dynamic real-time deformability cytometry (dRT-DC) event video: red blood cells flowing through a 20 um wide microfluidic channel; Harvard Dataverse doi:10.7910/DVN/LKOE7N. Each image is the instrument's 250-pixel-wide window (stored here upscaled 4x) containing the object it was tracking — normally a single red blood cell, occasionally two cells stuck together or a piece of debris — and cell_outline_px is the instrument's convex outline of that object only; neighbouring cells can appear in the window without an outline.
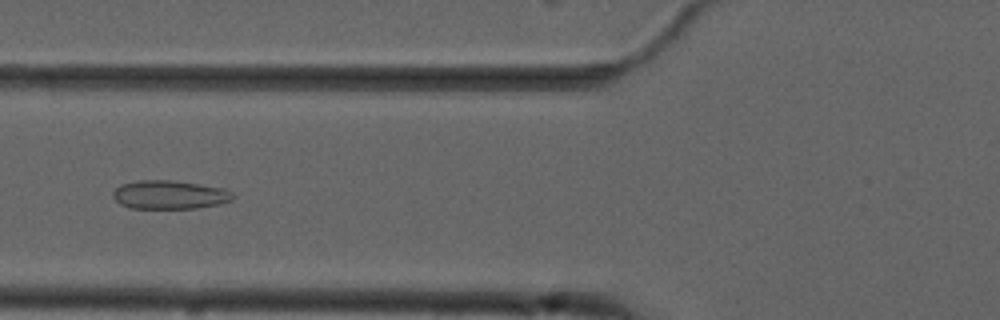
{"species": "common noctule bat (a hibernating species)", "species_latin": "Nyctalus noctula", "temperature_condition": "cold", "stored_images_in_passage": 10, "camera_frame_rate_fps": 3000, "um_per_image_px": 0.085, "animal": {"sex": "male", "forearm_length_mm": 52.5}, "frame": {"image": 1, "passage_image": 6, "time_ms": 6.667, "image_size_px": [1000, 320], "cell_outline_px": [[236, 196], [232, 200], [216, 204], [196, 208], [128, 208], [120, 204], [112, 196], [112, 192], [120, 184], [140, 180], [172, 180], [224, 188], [232, 192]], "centroid_in_image_um": [14.39, 16.55], "position_along_channel_um": 111.4, "area_um2": 20.0}}
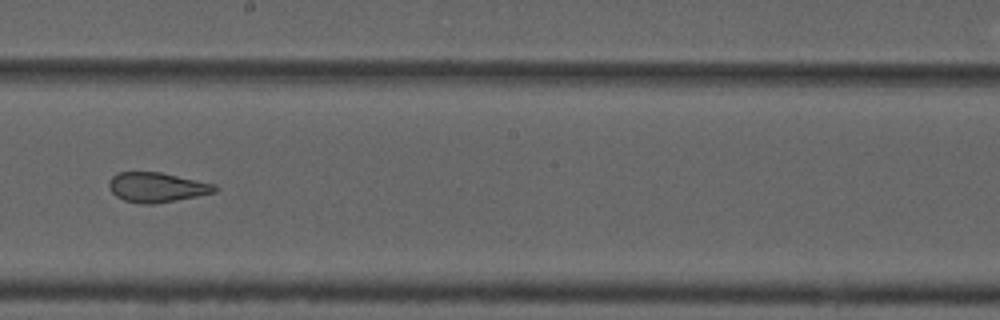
{"frame": {"image": 2, "passage_image": 9, "time_ms": 10.0, "image_size_px": [1000, 320], "cell_outline_px": [[220, 188], [216, 192], [176, 200], [152, 204], [144, 204], [124, 200], [116, 196], [108, 188], [108, 184], [112, 176], [120, 172], [160, 172], [216, 184]], "centroid_in_image_um": [13.35, 15.91], "position_along_channel_um": 234.9, "area_um2": 18.32}}
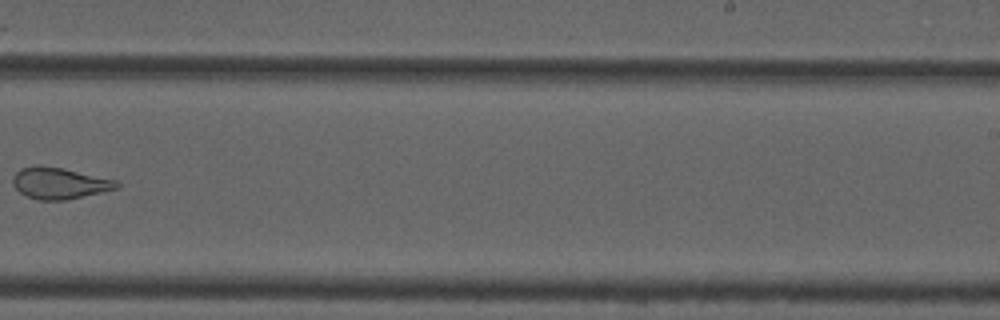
{"frame": {"image": 3, "passage_image": 10, "time_ms": 11.333, "image_size_px": [1000, 320], "cell_outline_px": [[120, 184], [116, 188], [68, 200], [40, 200], [28, 196], [20, 192], [12, 184], [12, 180], [16, 172], [20, 168], [36, 164], [40, 164], [64, 168], [116, 180]], "centroid_in_image_um": [5.01, 15.55], "position_along_channel_um": 284.0, "area_um2": 19.02}}